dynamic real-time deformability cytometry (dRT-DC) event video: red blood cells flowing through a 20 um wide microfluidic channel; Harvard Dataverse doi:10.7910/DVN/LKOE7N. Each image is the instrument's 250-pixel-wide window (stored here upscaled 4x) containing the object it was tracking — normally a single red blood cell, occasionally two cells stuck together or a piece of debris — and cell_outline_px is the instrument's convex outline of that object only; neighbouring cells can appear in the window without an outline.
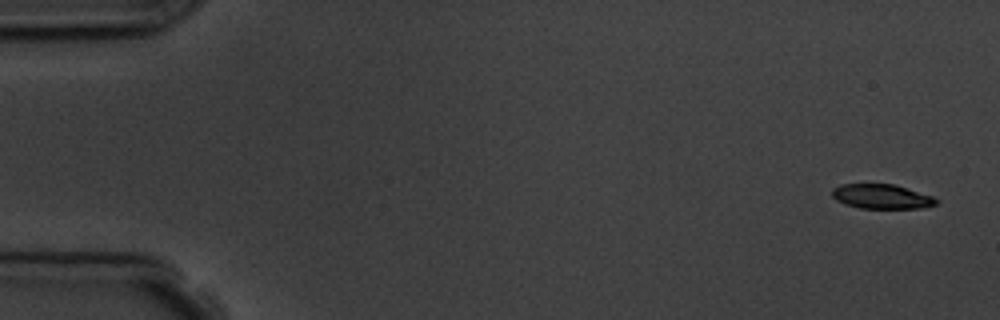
{"species": "common noctule bat (a hibernating species)", "species_latin": "Nyctalus noctula", "temperature_condition": "room temperature", "stored_images_in_passage": 5, "camera_frame_rate_fps": 3000, "um_per_image_px": 0.085, "animal": {"sex": "male", "body_mass_g": 19.5, "forearm_length_mm": 54.6}, "frame": {"image": 1, "passage_image": 1, "time_ms": 0.0, "image_size_px": [1000, 320], "cell_outline_px": [[940, 200], [936, 204], [924, 208], [860, 208], [844, 204], [836, 200], [832, 196], [832, 188], [840, 184], [892, 184], [932, 196]], "centroid_in_image_um": [74.92, 16.71], "position_along_channel_um": 10.1, "area_um2": 14.85}}
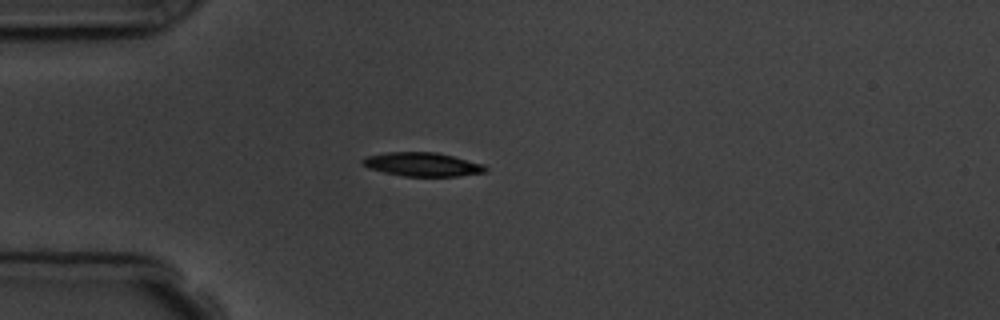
{"frame": {"image": 2, "passage_image": 5, "time_ms": 4.333, "image_size_px": [1000, 320], "cell_outline_px": [[488, 168], [484, 172], [456, 176], [404, 176], [384, 172], [372, 168], [364, 164], [360, 160], [368, 156], [388, 152], [436, 152], [484, 164]], "centroid_in_image_um": [35.93, 13.97], "position_along_channel_um": 49.1, "area_um2": 16.7}}